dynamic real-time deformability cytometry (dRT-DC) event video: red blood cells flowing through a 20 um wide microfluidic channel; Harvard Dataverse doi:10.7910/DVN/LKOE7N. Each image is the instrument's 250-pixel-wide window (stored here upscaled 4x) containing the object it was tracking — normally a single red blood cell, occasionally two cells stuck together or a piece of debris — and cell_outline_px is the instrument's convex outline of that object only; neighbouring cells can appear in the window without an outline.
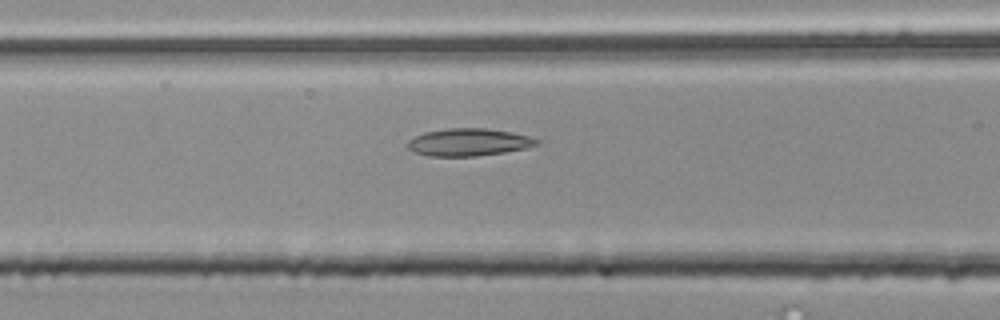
{"species": "common noctule bat (a hibernating species)", "species_latin": "Nyctalus noctula", "temperature_condition": "room temperature", "stored_images_in_passage": 17, "camera_frame_rate_fps": 3000, "um_per_image_px": 0.085, "animal": {"sex": "male", "body_mass_g": 20.4}, "frame": {"image": 1, "passage_image": 15, "time_ms": 4.667, "image_size_px": [1000, 320], "cell_outline_px": [[540, 144], [528, 148], [504, 152], [476, 156], [428, 156], [416, 152], [408, 148], [408, 140], [424, 132], [448, 128], [488, 128], [512, 132], [528, 136], [540, 140]], "centroid_in_image_um": [39.88, 12.08], "position_along_channel_um": 126.7, "area_um2": 20.69}}